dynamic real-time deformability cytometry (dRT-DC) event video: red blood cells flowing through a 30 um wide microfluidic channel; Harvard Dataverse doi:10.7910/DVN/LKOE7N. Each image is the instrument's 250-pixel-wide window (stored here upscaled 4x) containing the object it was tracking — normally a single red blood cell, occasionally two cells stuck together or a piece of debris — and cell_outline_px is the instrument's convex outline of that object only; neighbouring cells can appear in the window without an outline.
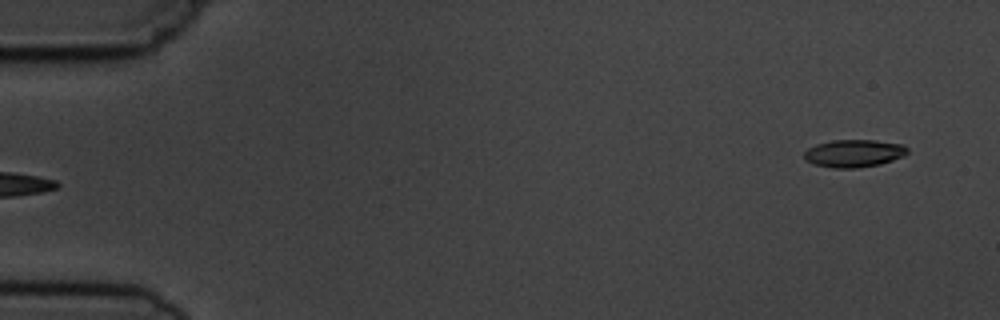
{"species": "common noctule bat (a hibernating species)", "species_latin": "Nyctalus noctula", "temperature_condition": "cold", "stored_images_in_passage": 5, "segment_of_instrument_passage": [2, 2], "camera_frame_rate_fps": 3000, "um_per_image_px": 0.085, "animal": {"sex": "male", "body_mass_g": 19.5, "forearm_length_mm": 54.6}, "frame": {"image": 1, "passage_image": 5, "time_ms": 6.333, "image_size_px": [1000, 320], "cell_outline_px": [[908, 152], [904, 156], [880, 164], [856, 168], [832, 168], [812, 164], [804, 156], [804, 152], [808, 148], [816, 144], [832, 140], [876, 140], [904, 144], [908, 148]], "centroid_in_image_um": [72.6, 13.03], "position_along_channel_um": 12.4, "area_um2": 16.7}}